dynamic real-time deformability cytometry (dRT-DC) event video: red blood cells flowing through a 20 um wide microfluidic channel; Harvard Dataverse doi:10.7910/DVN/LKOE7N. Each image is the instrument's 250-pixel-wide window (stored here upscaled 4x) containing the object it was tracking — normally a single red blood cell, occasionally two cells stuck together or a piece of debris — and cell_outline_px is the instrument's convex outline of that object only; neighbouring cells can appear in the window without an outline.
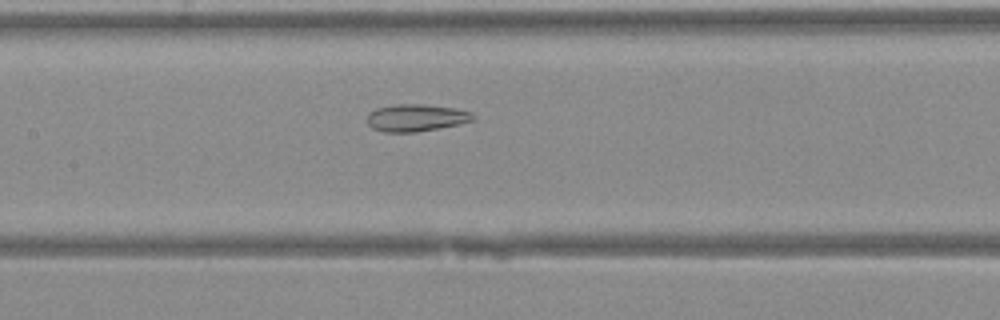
{"species": "Egyptian fruit bat (a non-hibernating species)", "species_latin": "Rousettus aegyptiacus", "temperature_condition": "warm", "stored_images_in_passage": 33, "camera_frame_rate_fps": 3000, "um_per_image_px": 0.085, "animal": {"sex": "female"}, "frame": {"image": 1, "passage_image": 15, "time_ms": 4.667, "image_size_px": [1000, 320], "cell_outline_px": [[476, 120], [460, 124], [416, 132], [384, 132], [372, 128], [368, 124], [368, 112], [376, 108], [396, 104], [424, 104], [456, 108], [472, 112], [476, 116]], "centroid_in_image_um": [35.4, 10.0], "position_along_channel_um": 172.0, "area_um2": 16.99}}
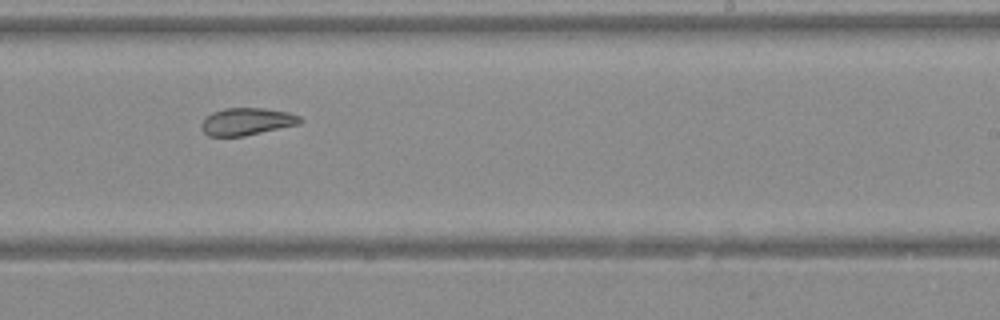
{"frame": {"image": 2, "passage_image": 21, "time_ms": 6.667, "image_size_px": [1000, 320], "cell_outline_px": [[304, 120], [300, 124], [244, 136], [208, 136], [200, 128], [200, 124], [212, 112], [224, 108], [264, 108], [288, 112], [300, 116]], "centroid_in_image_um": [20.99, 10.33], "position_along_channel_um": 268.0, "area_um2": 15.78}}
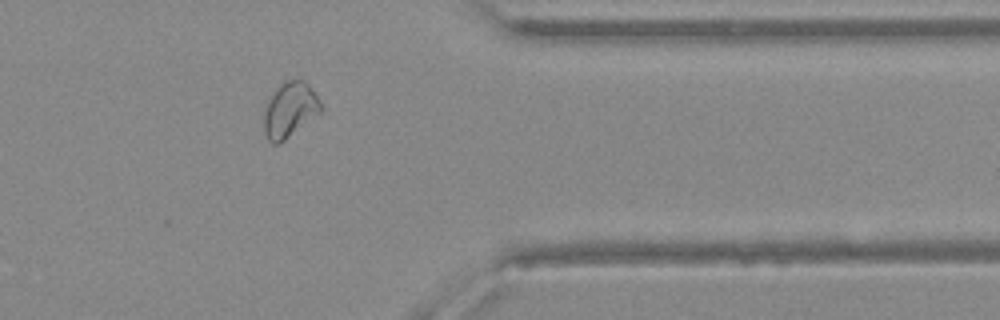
{"frame": {"image": 3, "passage_image": 29, "time_ms": 9.333, "image_size_px": [1000, 320], "cell_outline_px": [[320, 112], [280, 144], [272, 144], [268, 140], [264, 132], [264, 112], [276, 88], [280, 84], [288, 80], [304, 80], [308, 84], [320, 100]], "centroid_in_image_um": [24.62, 9.36], "position_along_channel_um": 386.8, "area_um2": 17.86}}